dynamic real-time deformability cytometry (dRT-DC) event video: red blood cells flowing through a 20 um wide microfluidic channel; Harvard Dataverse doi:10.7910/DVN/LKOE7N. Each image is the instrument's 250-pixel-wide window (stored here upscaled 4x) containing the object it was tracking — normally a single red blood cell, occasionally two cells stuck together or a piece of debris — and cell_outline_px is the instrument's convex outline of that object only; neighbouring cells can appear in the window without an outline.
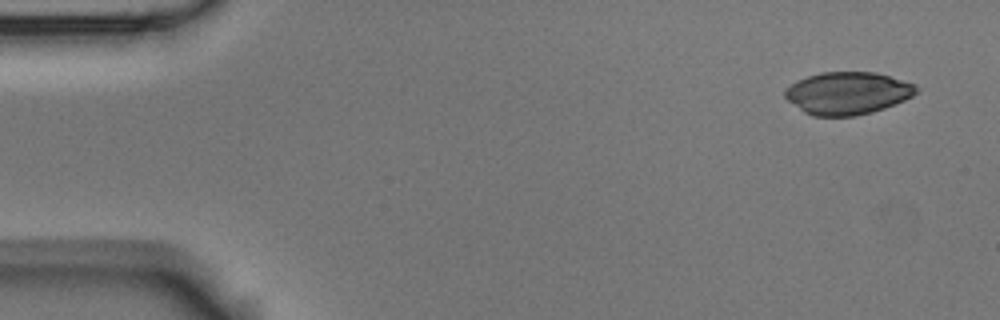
{"species": "Egyptian fruit bat (a non-hibernating species)", "species_latin": "Rousettus aegyptiacus", "temperature_condition": "room temperature", "stored_images_in_passage": 5, "camera_frame_rate_fps": 3000, "um_per_image_px": 0.085, "animal": {"sex": "male"}, "frame": {"image": 1, "passage_image": 1, "time_ms": 0.0, "image_size_px": [1000, 320], "cell_outline_px": [[920, 88], [912, 96], [904, 100], [884, 108], [872, 112], [852, 116], [812, 116], [804, 112], [788, 100], [784, 96], [784, 88], [796, 80], [820, 72], [876, 72], [916, 84]], "centroid_in_image_um": [72.03, 7.91], "position_along_channel_um": 13.0, "area_um2": 32.6}}